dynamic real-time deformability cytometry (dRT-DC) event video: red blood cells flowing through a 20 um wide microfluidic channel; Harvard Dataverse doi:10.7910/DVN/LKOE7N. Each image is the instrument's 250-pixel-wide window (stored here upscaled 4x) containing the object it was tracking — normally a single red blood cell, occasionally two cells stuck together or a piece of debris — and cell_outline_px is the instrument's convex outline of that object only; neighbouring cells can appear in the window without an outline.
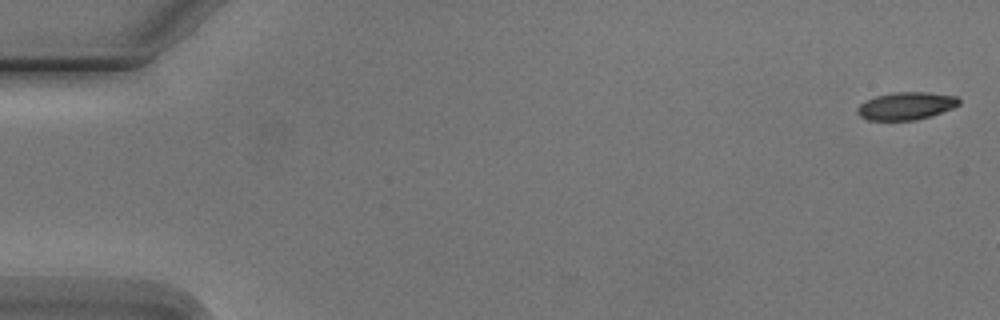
{"species": "Egyptian fruit bat (a non-hibernating species)", "species_latin": "Rousettus aegyptiacus", "temperature_condition": "cold", "stored_images_in_passage": 3, "camera_frame_rate_fps": 3000, "um_per_image_px": 0.085, "animal": {"sex": "male"}, "frame": {"image": 1, "passage_image": 1, "time_ms": 0.0, "image_size_px": [1000, 320], "cell_outline_px": [[960, 104], [952, 108], [932, 116], [916, 120], [868, 120], [860, 116], [856, 112], [856, 108], [860, 104], [876, 96], [892, 92], [928, 92], [956, 96], [960, 100]], "centroid_in_image_um": [77.02, 9.0], "position_along_channel_um": 8.0, "area_um2": 16.42}}